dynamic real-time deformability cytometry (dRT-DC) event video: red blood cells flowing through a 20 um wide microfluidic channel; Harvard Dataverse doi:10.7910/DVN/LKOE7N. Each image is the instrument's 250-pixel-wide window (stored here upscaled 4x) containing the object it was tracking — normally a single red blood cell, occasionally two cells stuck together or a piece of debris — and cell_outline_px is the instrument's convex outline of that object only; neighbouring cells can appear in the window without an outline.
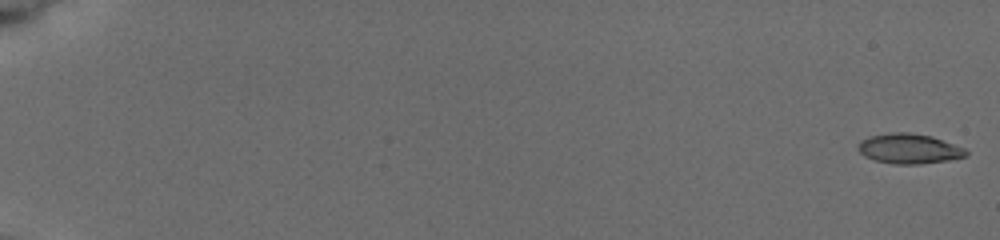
{"species": "common noctule bat (a hibernating species)", "species_latin": "Nyctalus noctula", "temperature_condition": "cold", "stored_images_in_passage": 35, "camera_frame_rate_fps": 3000, "um_per_image_px": 0.085, "animal": {"sex": "female", "body_mass_g": 19.5, "forearm_length_mm": 54.1}, "frame": {"image": 1, "passage_image": 1, "time_ms": 0.0, "image_size_px": [1000, 240], "cell_outline_px": [[968, 152], [964, 156], [944, 160], [916, 164], [896, 164], [876, 160], [864, 156], [856, 148], [868, 136], [888, 132], [908, 132], [932, 136], [964, 148]], "centroid_in_image_um": [77.23, 12.62], "position_along_channel_um": 7.8, "area_um2": 18.5}}
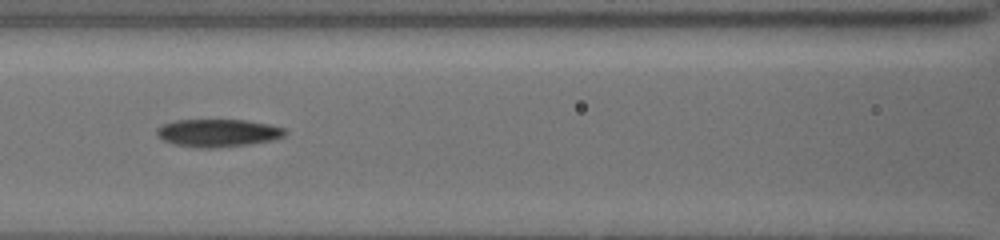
{"frame": {"image": 2, "passage_image": 24, "time_ms": 9.0, "image_size_px": [1000, 240], "cell_outline_px": [[288, 132], [284, 136], [272, 140], [252, 144], [216, 148], [196, 148], [172, 144], [156, 136], [156, 128], [164, 124], [176, 120], [244, 120], [268, 124], [284, 128]], "centroid_in_image_um": [18.51, 11.31], "position_along_channel_um": 148.1, "area_um2": 20.92}}
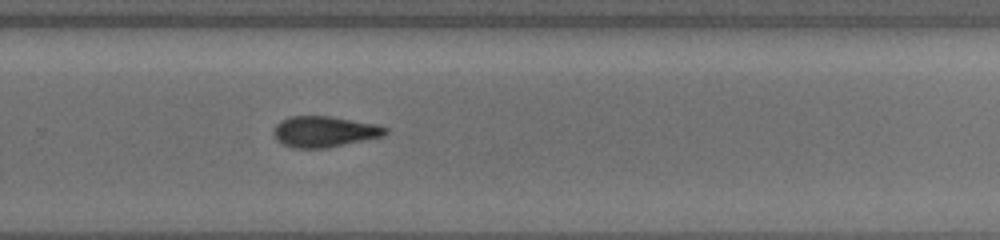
{"frame": {"image": 3, "passage_image": 35, "time_ms": 13.0, "image_size_px": [1000, 240], "cell_outline_px": [[388, 132], [384, 136], [328, 148], [292, 148], [276, 140], [276, 124], [280, 120], [292, 116], [328, 116], [376, 124], [388, 128]], "centroid_in_image_um": [27.61, 11.19], "position_along_channel_um": 302.2, "area_um2": 20.0}}